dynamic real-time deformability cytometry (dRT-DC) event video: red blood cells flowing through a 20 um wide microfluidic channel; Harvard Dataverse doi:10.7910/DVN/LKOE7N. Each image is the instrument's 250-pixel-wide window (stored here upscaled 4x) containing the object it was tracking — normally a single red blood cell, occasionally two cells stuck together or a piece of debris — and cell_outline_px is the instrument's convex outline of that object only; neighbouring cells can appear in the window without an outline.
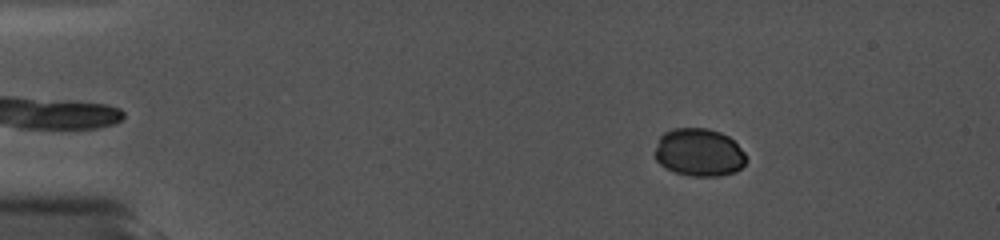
{"species": "common noctule bat (a hibernating species)", "species_latin": "Nyctalus noctula", "temperature_condition": "cold", "stored_images_in_passage": 30, "camera_frame_rate_fps": 5000, "um_per_image_px": 0.085, "animal": {"sex": "female", "body_mass_g": 19.0, "forearm_length_mm": 56.7}, "frame": {"image": 1, "passage_image": 6, "time_ms": 2.2, "image_size_px": [1000, 240], "cell_outline_px": [[744, 164], [736, 172], [720, 176], [692, 176], [676, 172], [664, 168], [656, 160], [656, 148], [660, 136], [664, 132], [672, 128], [708, 128], [720, 132], [728, 136], [744, 152]], "centroid_in_image_um": [59.4, 12.95], "position_along_channel_um": 25.6, "area_um2": 25.32}}
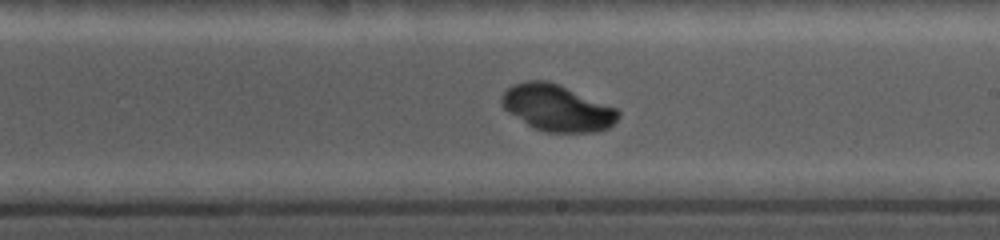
{"frame": {"image": 2, "passage_image": 21, "time_ms": 10.2, "image_size_px": [1000, 240], "cell_outline_px": [[620, 116], [608, 128], [596, 132], [544, 132], [532, 128], [508, 112], [500, 104], [500, 96], [512, 84], [524, 80], [548, 80], [560, 84], [616, 108], [620, 112]], "centroid_in_image_um": [47.32, 9.16], "position_along_channel_um": 241.7, "area_um2": 31.85}}
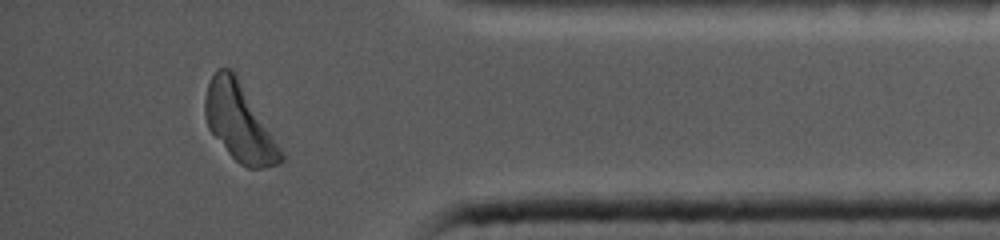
{"frame": {"image": 3, "passage_image": 30, "time_ms": 15.0, "image_size_px": [1000, 240], "cell_outline_px": [[284, 160], [280, 164], [260, 168], [248, 168], [240, 164], [228, 152], [208, 128], [204, 116], [204, 100], [208, 84], [216, 68], [228, 68], [236, 72], [280, 148], [284, 156]], "centroid_in_image_um": [20.32, 10.38], "position_along_channel_um": 414.9, "area_um2": 33.93}}